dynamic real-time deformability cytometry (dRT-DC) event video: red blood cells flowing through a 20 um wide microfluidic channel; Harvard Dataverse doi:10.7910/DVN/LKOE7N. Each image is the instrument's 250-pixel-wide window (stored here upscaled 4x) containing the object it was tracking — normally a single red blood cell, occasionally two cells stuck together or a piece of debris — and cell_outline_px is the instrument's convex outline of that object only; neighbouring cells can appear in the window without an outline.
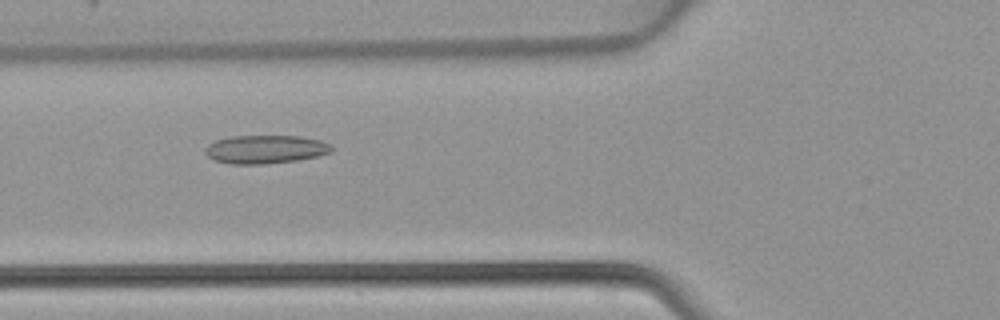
{"species": "common noctule bat (a hibernating species)", "species_latin": "Nyctalus noctula", "temperature_condition": "warm", "stored_images_in_passage": 47, "camera_frame_rate_fps": 3000, "um_per_image_px": 0.085, "animal": {"sex": "female", "body_mass_g": 22.7, "forearm_length_mm": 54.2}, "frame": {"image": 1, "passage_image": 18, "time_ms": 5.667, "image_size_px": [1000, 320], "cell_outline_px": [[332, 152], [316, 156], [296, 160], [264, 164], [228, 164], [212, 160], [204, 152], [204, 148], [208, 144], [216, 140], [232, 136], [300, 136], [320, 140], [332, 144]], "centroid_in_image_um": [22.53, 12.69], "position_along_channel_um": 103.3, "area_um2": 21.04}}
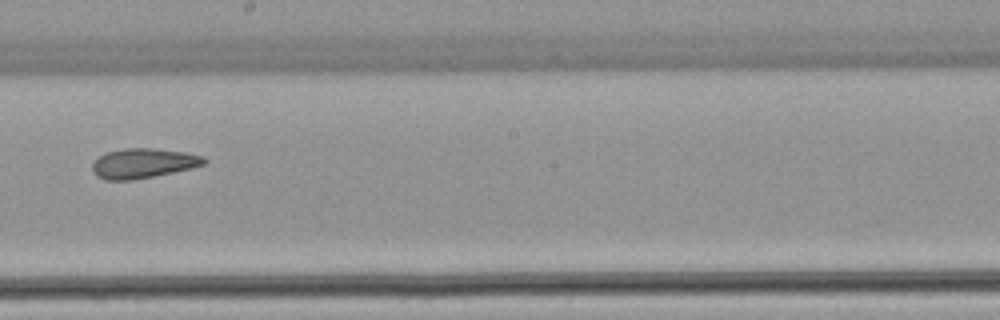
{"frame": {"image": 2, "passage_image": 27, "time_ms": 8.667, "image_size_px": [1000, 320], "cell_outline_px": [[208, 160], [204, 164], [192, 168], [132, 180], [104, 180], [96, 176], [92, 172], [92, 164], [100, 156], [108, 152], [124, 148], [156, 148], [184, 152], [204, 156]], "centroid_in_image_um": [12.17, 13.88], "position_along_channel_um": 236.0, "area_um2": 19.36}}
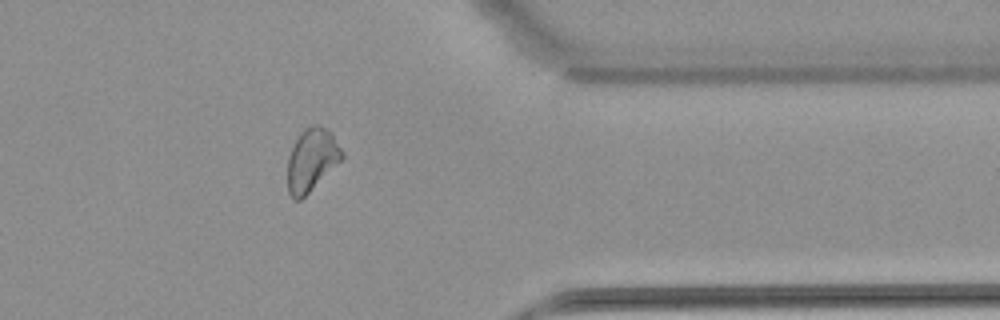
{"frame": {"image": 3, "passage_image": 38, "time_ms": 12.333, "image_size_px": [1000, 320], "cell_outline_px": [[344, 156], [300, 200], [296, 200], [288, 192], [288, 156], [300, 132], [304, 128], [312, 124], [320, 124], [328, 128], [332, 132], [344, 152]], "centroid_in_image_um": [26.5, 13.51], "position_along_channel_um": 384.9, "area_um2": 19.65}}